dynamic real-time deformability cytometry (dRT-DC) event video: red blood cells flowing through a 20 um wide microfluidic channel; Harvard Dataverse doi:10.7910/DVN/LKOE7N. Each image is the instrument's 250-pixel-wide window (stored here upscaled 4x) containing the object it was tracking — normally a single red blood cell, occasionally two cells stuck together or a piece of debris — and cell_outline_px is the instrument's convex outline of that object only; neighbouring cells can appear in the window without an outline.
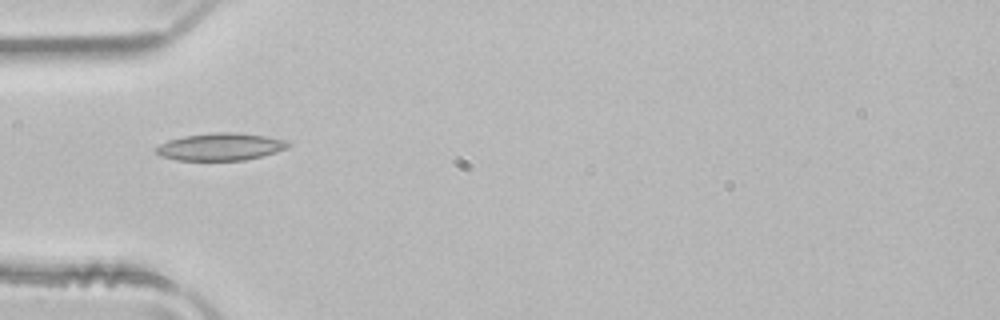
{"species": "common noctule bat (a hibernating species)", "species_latin": "Nyctalus noctula", "temperature_condition": "room temperature", "stored_images_in_passage": 35, "camera_frame_rate_fps": 3000, "um_per_image_px": 0.085, "animal": {"sex": "male", "body_mass_g": 21.5, "forearm_length_mm": 52.0}, "frame": {"image": 1, "passage_image": 1, "time_ms": 0.0, "image_size_px": [1000, 320], "cell_outline_px": [[292, 144], [288, 148], [276, 152], [244, 160], [176, 160], [160, 156], [156, 152], [156, 148], [160, 144], [168, 140], [184, 136], [216, 132], [236, 132], [264, 136], [284, 140]], "centroid_in_image_um": [18.73, 12.47], "position_along_channel_um": 66.3, "area_um2": 20.92}}
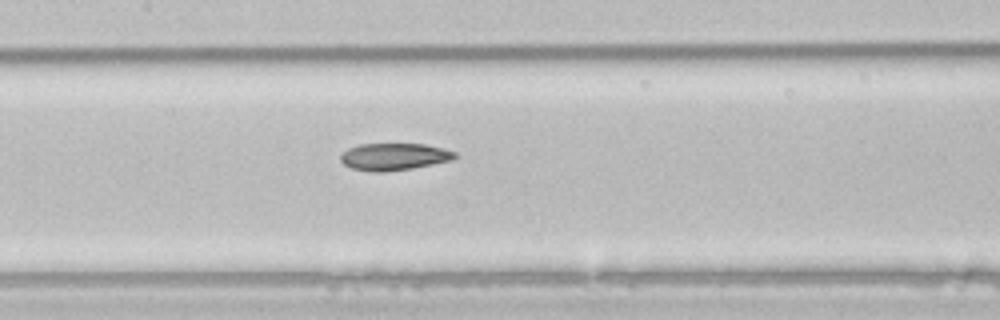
{"frame": {"image": 2, "passage_image": 9, "time_ms": 2.667, "image_size_px": [1000, 320], "cell_outline_px": [[456, 156], [452, 160], [412, 168], [384, 172], [372, 172], [352, 168], [344, 164], [340, 160], [340, 156], [348, 148], [360, 144], [424, 144], [444, 148], [456, 152]], "centroid_in_image_um": [33.49, 13.32], "position_along_channel_um": 173.9, "area_um2": 17.98}}
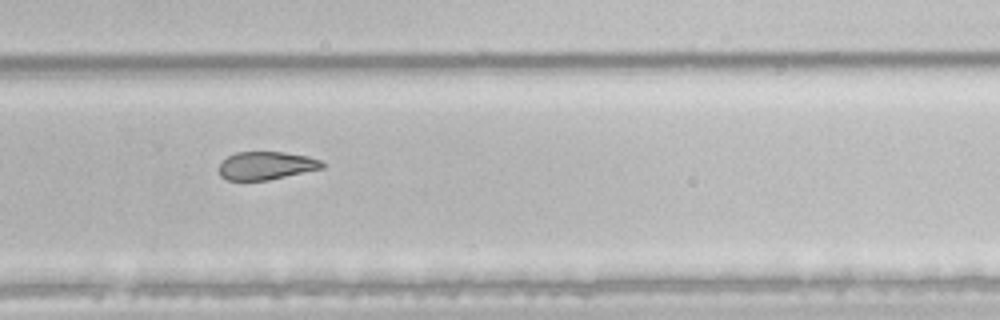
{"frame": {"image": 3, "passage_image": 19, "time_ms": 6.0, "image_size_px": [1000, 320], "cell_outline_px": [[324, 168], [268, 180], [228, 180], [220, 176], [220, 164], [228, 156], [236, 152], [284, 152], [308, 156], [320, 160], [324, 164]], "centroid_in_image_um": [22.64, 14.07], "position_along_channel_um": 307.2, "area_um2": 16.76}, "authors_computed_cell_mechanics": {"area_um2": 18.6116, "velocity_mm_per_s": 4.0252, "shape_relaxation_time_tau1_ms": null, "shape_relaxation_time_tau2_ms": 4.9837, "deformation_change_tau1": null, "deformation_change_tau2": 0.1184}}